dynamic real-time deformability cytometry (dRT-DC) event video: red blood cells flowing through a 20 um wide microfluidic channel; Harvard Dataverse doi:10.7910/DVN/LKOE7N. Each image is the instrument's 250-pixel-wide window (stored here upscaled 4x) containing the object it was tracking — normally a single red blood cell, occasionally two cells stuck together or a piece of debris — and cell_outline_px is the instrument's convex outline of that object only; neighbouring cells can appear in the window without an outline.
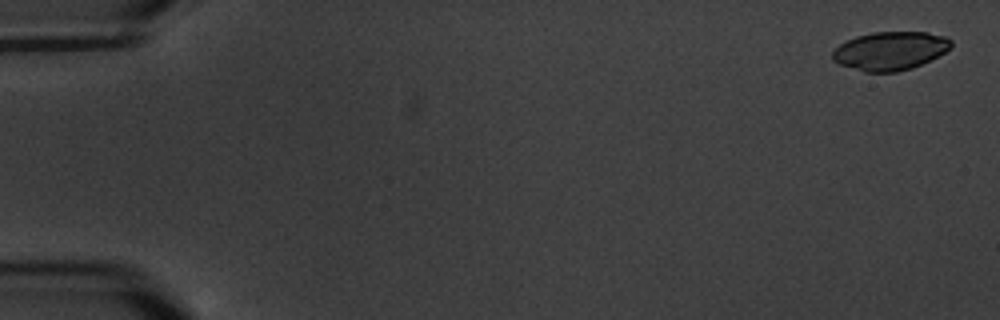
{"species": "common noctule bat (a hibernating species)", "species_latin": "Nyctalus noctula", "temperature_condition": "warm", "stored_images_in_passage": 6, "camera_frame_rate_fps": 3000, "um_per_image_px": 0.085, "animal": {"sex": "male", "body_mass_g": 20.1, "forearm_length_mm": 53.5}, "frame": {"image": 1, "passage_image": 1, "time_ms": 0.0, "image_size_px": [1000, 320], "cell_outline_px": [[952, 48], [912, 68], [896, 72], [864, 72], [840, 64], [832, 60], [832, 52], [840, 44], [856, 36], [872, 32], [928, 32], [944, 36], [952, 40]], "centroid_in_image_um": [75.66, 4.31], "position_along_channel_um": 9.3, "area_um2": 26.47}}
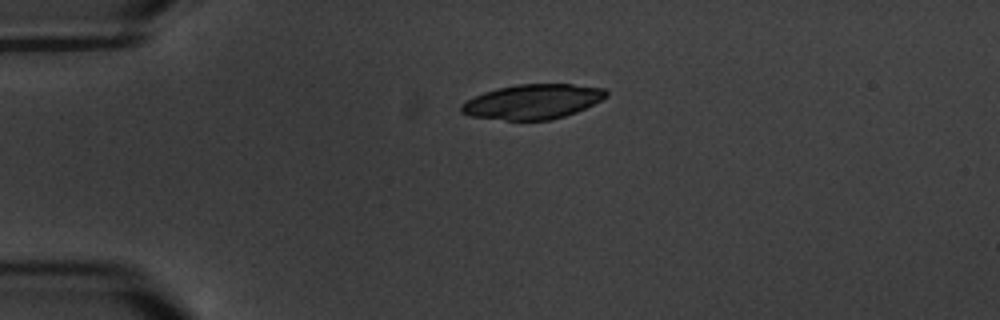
{"frame": {"image": 2, "passage_image": 5, "time_ms": 4.333, "image_size_px": [1000, 320], "cell_outline_px": [[608, 96], [576, 112], [552, 120], [504, 120], [468, 116], [460, 112], [460, 104], [484, 92], [496, 88], [516, 84], [572, 84], [604, 88], [608, 92]], "centroid_in_image_um": [45.25, 8.64], "position_along_channel_um": 39.8, "area_um2": 29.36}}